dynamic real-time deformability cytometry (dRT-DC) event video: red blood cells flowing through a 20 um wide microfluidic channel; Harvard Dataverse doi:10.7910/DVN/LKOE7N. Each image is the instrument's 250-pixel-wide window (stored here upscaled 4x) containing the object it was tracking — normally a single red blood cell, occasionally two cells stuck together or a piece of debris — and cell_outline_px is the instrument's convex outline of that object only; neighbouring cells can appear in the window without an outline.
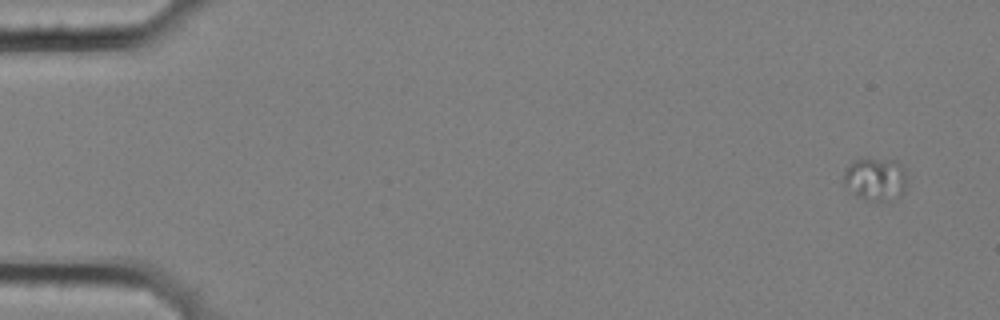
{"species": "common noctule bat (a hibernating species)", "species_latin": "Nyctalus noctula", "temperature_condition": "cold", "stored_images_in_passage": 9, "camera_frame_rate_fps": 3000, "um_per_image_px": 0.085, "animal": {"sex": "female", "body_mass_g": 25.1}, "frame": {"image": 1, "passage_image": 1, "time_ms": 0.0, "image_size_px": [1000, 320], "cell_outline_px": [[904, 192], [900, 196], [884, 200], [864, 200], [844, 184], [844, 168], [852, 160], [896, 160], [904, 168]], "centroid_in_image_um": [74.39, 15.21], "position_along_channel_um": 10.6, "area_um2": 15.32}}